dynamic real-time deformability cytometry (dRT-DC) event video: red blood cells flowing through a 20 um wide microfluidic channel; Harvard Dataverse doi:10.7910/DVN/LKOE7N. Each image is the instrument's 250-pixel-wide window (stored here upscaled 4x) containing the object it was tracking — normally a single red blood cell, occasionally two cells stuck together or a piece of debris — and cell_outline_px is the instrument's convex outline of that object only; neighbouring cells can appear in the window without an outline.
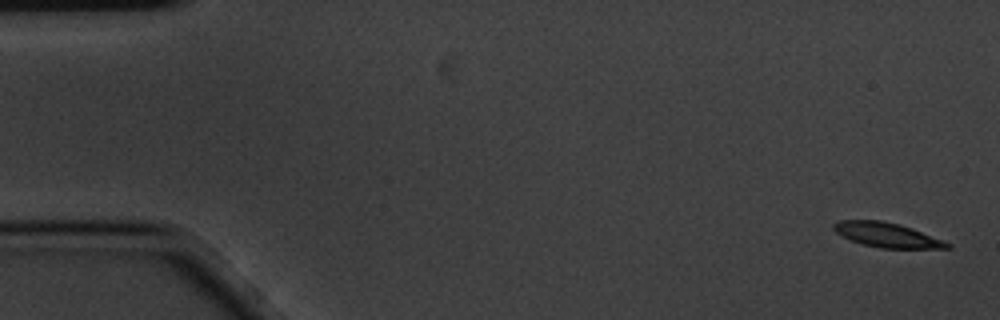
{"species": "common noctule bat (a hibernating species)", "species_latin": "Nyctalus noctula", "temperature_condition": "cold", "stored_images_in_passage": 5, "camera_frame_rate_fps": 3000, "um_per_image_px": 0.085, "animal": {"sex": "male", "body_mass_g": 20.1, "forearm_length_mm": 53.5}, "frame": {"image": 1, "passage_image": 1, "time_ms": 0.0, "image_size_px": [1000, 320], "cell_outline_px": [[952, 248], [880, 248], [860, 244], [836, 232], [832, 228], [832, 224], [840, 220], [880, 220], [900, 224], [912, 228], [952, 244]], "centroid_in_image_um": [75.38, 19.97], "position_along_channel_um": 9.6, "area_um2": 16.18}}
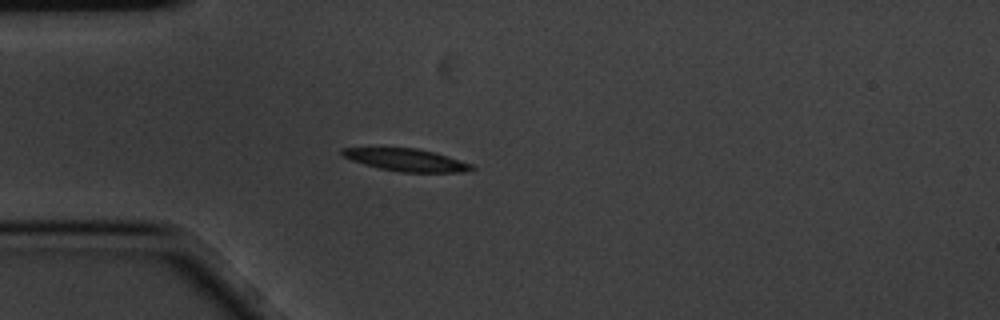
{"frame": {"image": 2, "passage_image": 5, "time_ms": 1.333, "image_size_px": [1000, 320], "cell_outline_px": [[476, 168], [464, 172], [400, 172], [380, 168], [364, 164], [352, 160], [344, 156], [340, 152], [340, 148], [416, 148], [432, 152], [472, 164]], "centroid_in_image_um": [34.53, 13.6], "position_along_channel_um": 50.5, "area_um2": 16.59}}